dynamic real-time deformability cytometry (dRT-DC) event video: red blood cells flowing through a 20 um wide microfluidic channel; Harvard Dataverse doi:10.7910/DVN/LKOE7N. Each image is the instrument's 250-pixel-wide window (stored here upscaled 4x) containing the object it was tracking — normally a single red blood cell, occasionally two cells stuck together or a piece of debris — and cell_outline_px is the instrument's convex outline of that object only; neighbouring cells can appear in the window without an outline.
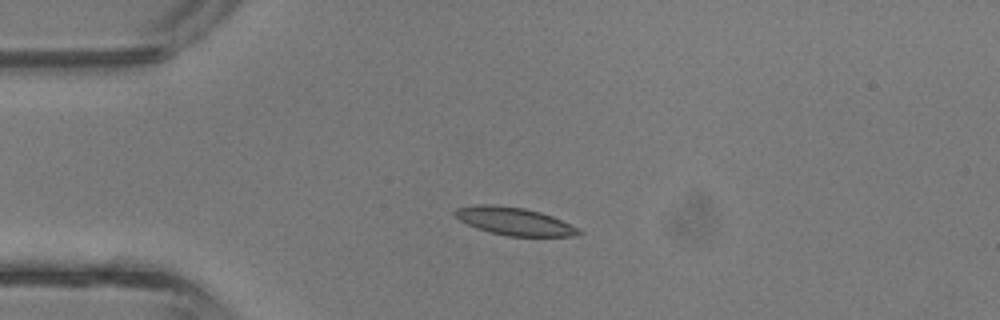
{"species": "common noctule bat (a hibernating species)", "species_latin": "Nyctalus noctula", "temperature_condition": "room temperature", "stored_images_in_passage": 3, "camera_frame_rate_fps": 3000, "um_per_image_px": 0.085, "animal": {"sex": "male", "body_mass_g": 13.3}, "frame": {"image": 1, "passage_image": 3, "time_ms": 0.667, "image_size_px": [1000, 320], "cell_outline_px": [[584, 232], [576, 236], [508, 236], [492, 232], [468, 224], [460, 220], [452, 212], [456, 208], [476, 204], [492, 204], [524, 208], [540, 212], [552, 216]], "centroid_in_image_um": [43.69, 18.79], "position_along_channel_um": 41.3, "area_um2": 19.71}}